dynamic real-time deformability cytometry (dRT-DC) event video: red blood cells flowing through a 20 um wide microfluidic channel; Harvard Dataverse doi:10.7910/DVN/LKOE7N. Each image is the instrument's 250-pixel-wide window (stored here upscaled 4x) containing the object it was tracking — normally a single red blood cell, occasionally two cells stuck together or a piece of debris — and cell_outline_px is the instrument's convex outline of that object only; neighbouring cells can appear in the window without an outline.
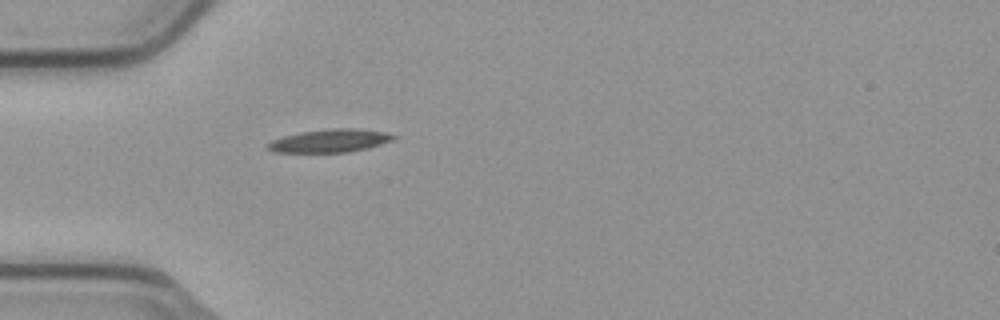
{"species": "common noctule bat (a hibernating species)", "species_latin": "Nyctalus noctula", "temperature_condition": "cold", "stored_images_in_passage": 1, "camera_frame_rate_fps": 3000, "um_per_image_px": 0.085, "animal": {"sex": "male", "body_mass_g": 23.1, "forearm_length_mm": 52.7}, "frame": {"image": 1, "passage_image": 1, "time_ms": 0.0, "image_size_px": [1000, 320], "cell_outline_px": [[400, 136], [392, 140], [368, 148], [348, 152], [276, 152], [264, 148], [272, 140], [284, 136], [304, 132], [332, 128], [352, 128], [384, 132]], "centroid_in_image_um": [28.06, 11.97], "position_along_channel_um": 56.9, "area_um2": 16.7}}